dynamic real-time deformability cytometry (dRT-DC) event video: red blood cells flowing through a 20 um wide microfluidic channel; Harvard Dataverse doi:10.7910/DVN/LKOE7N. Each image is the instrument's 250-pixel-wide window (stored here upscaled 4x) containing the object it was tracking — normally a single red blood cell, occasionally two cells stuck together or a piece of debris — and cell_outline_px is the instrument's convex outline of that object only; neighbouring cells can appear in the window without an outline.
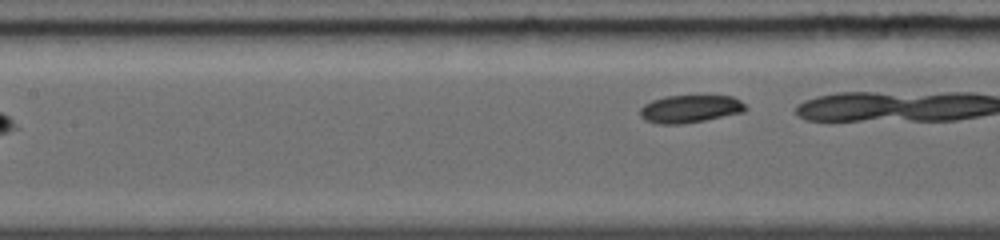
{"species": "common noctule bat (a hibernating species)", "species_latin": "Nyctalus noctula", "temperature_condition": "warm", "stored_images_in_passage": 31, "camera_frame_rate_fps": 5000, "um_per_image_px": 0.085, "animal": {"sex": "female", "body_mass_g": 19.0, "forearm_length_mm": 56.7}, "frame": {"image": 1, "passage_image": 9, "time_ms": 1.8, "image_size_px": [1000, 240], "cell_outline_px": [[748, 108], [744, 112], [704, 120], [680, 124], [656, 124], [644, 120], [640, 116], [640, 108], [644, 104], [652, 100], [664, 96], [732, 96], [740, 100]], "centroid_in_image_um": [58.63, 9.25], "position_along_channel_um": 148.8, "area_um2": 17.05}}